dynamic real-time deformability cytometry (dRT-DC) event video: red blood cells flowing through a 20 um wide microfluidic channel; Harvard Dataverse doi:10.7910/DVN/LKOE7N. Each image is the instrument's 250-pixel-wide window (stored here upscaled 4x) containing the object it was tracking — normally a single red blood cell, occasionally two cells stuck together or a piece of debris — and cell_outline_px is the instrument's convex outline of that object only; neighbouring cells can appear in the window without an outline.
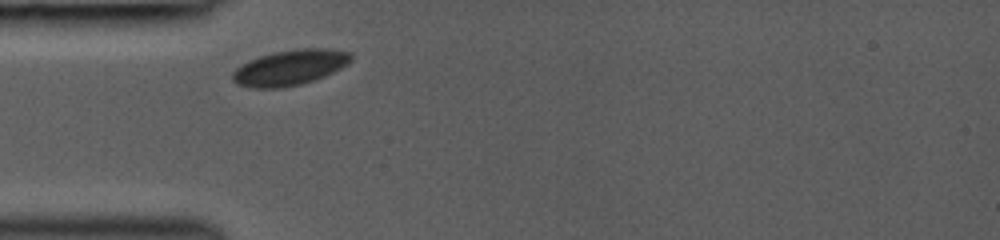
{"species": "common noctule bat (a hibernating species)", "species_latin": "Nyctalus noctula", "temperature_condition": "room temperature", "stored_images_in_passage": 4, "camera_frame_rate_fps": 3000, "um_per_image_px": 0.085, "animal": {"sex": "female", "body_mass_g": 19.0, "forearm_length_mm": 53.3}, "frame": {"image": 1, "passage_image": 1, "time_ms": 0.0, "image_size_px": [1000, 240], "cell_outline_px": [[352, 60], [348, 64], [316, 80], [300, 84], [280, 88], [252, 88], [236, 84], [232, 80], [232, 72], [236, 68], [248, 60], [272, 52], [300, 48], [332, 48], [352, 52]], "centroid_in_image_um": [24.65, 5.73], "position_along_channel_um": 60.3, "area_um2": 24.74}}
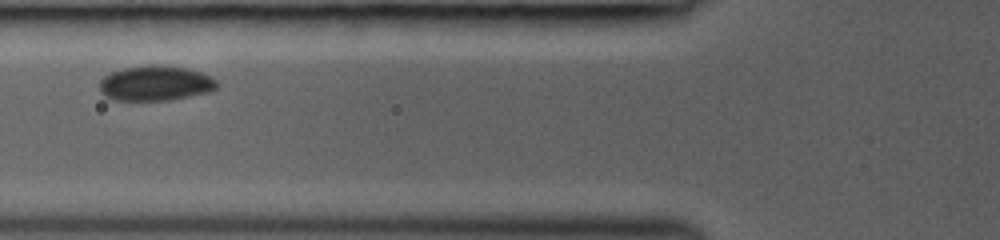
{"frame": {"image": 2, "passage_image": 3, "time_ms": 1.333, "image_size_px": [1000, 240], "cell_outline_px": [[216, 88], [208, 92], [168, 100], [112, 100], [104, 96], [100, 92], [100, 80], [104, 76], [112, 72], [124, 68], [148, 64], [164, 64], [188, 68], [212, 76], [216, 80]], "centroid_in_image_um": [13.19, 7.06], "position_along_channel_um": 112.6, "area_um2": 24.16}}